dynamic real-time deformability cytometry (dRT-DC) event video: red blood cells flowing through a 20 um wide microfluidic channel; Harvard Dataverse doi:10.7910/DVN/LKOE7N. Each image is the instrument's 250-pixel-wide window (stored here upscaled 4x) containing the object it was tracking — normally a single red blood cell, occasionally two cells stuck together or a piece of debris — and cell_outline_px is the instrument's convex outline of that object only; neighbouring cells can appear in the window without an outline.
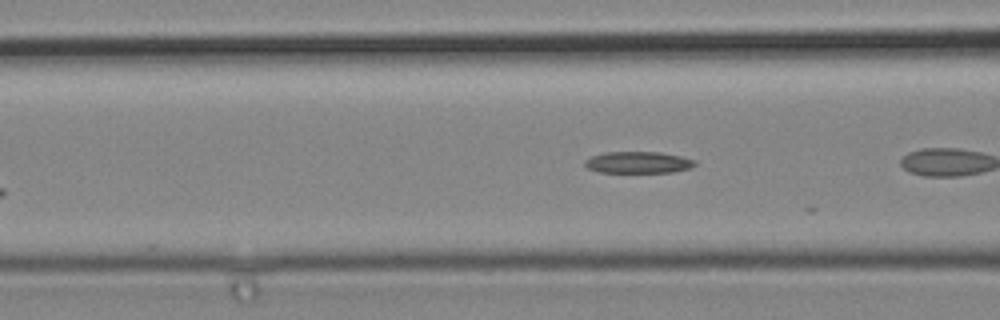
{"species": "common noctule bat (a hibernating species)", "species_latin": "Nyctalus noctula", "temperature_condition": "cold", "stored_images_in_passage": 5, "camera_frame_rate_fps": 3000, "um_per_image_px": 0.085, "animal": {"sex": "male", "body_mass_g": 19.2, "forearm_length_mm": 51.8}, "frame": {"image": 1, "passage_image": 5, "time_ms": 1.333, "image_size_px": [1000, 320], "cell_outline_px": [[696, 164], [692, 168], [672, 172], [600, 172], [588, 168], [584, 164], [584, 160], [592, 156], [604, 152], [660, 152], [680, 156], [696, 160]], "centroid_in_image_um": [54.26, 13.8], "position_along_channel_um": 112.3, "area_um2": 13.87}}